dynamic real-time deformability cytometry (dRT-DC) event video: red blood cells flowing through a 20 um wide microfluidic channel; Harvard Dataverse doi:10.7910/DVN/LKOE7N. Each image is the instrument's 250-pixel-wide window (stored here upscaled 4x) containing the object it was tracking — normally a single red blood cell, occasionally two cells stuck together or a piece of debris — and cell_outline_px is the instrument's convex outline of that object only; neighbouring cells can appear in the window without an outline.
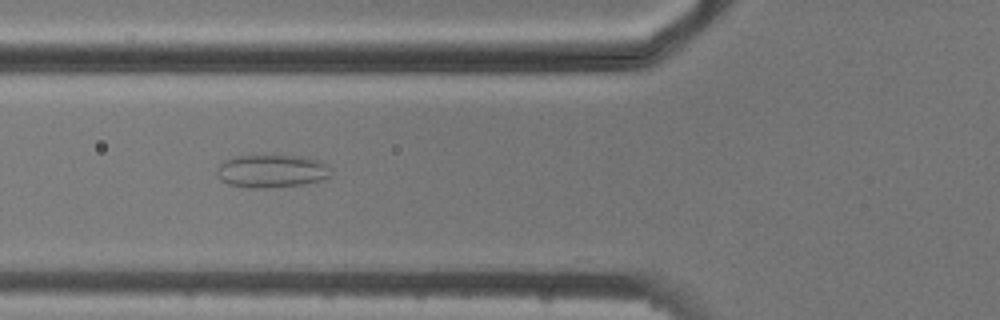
{"species": "common noctule bat (a hibernating species)", "species_latin": "Nyctalus noctula", "temperature_condition": "cold", "stored_images_in_passage": 7, "camera_frame_rate_fps": 3000, "um_per_image_px": 0.085, "animal": {"sex": "male", "body_mass_g": 20.5, "forearm_length_mm": 52.5}, "frame": {"image": 1, "passage_image": 6, "time_ms": 5.667, "image_size_px": [1000, 320], "cell_outline_px": [[332, 172], [328, 176], [320, 180], [304, 184], [264, 188], [252, 188], [228, 184], [220, 180], [216, 172], [216, 168], [224, 160], [236, 156], [308, 156], [320, 160], [332, 168]], "centroid_in_image_um": [23.1, 14.54], "position_along_channel_um": 102.7, "area_um2": 22.02}}